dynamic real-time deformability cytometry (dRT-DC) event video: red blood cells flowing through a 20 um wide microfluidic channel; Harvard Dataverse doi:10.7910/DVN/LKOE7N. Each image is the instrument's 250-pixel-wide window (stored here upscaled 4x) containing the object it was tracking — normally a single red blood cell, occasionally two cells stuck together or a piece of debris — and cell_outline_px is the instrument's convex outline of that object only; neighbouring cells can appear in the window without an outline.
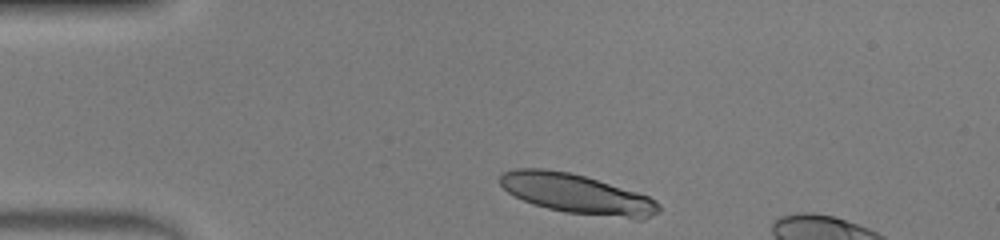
{"species": "human", "species_latin": "Homo sapiens", "temperature_condition": "warm", "stored_images_in_passage": 32, "camera_frame_rate_fps": 3000, "um_per_image_px": 0.085, "donor": {"sex": "male"}, "frame": {"image": 1, "passage_image": 1, "time_ms": 0.0, "image_size_px": [1000, 240], "cell_outline_px": [[660, 212], [644, 220], [632, 220], [564, 212], [532, 204], [508, 192], [500, 184], [500, 176], [504, 172], [516, 168], [544, 168], [568, 172], [584, 176], [636, 192], [648, 196], [656, 200], [660, 204]], "centroid_in_image_um": [49.09, 16.51], "position_along_channel_um": 35.9, "area_um2": 36.88}}
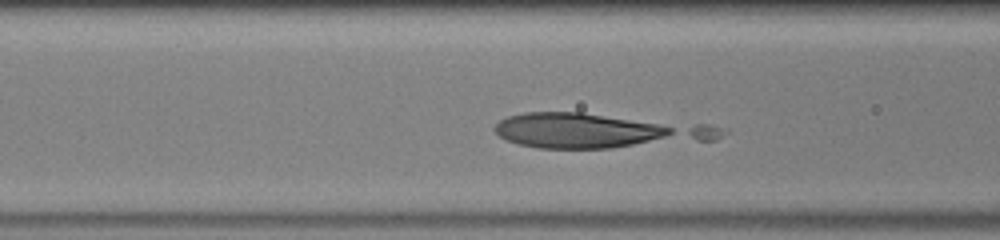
{"frame": {"image": 2, "passage_image": 10, "time_ms": 3.0, "image_size_px": [1000, 240], "cell_outline_px": [[672, 132], [664, 136], [632, 144], [608, 148], [536, 148], [520, 144], [508, 140], [500, 136], [492, 128], [500, 120], [508, 116], [524, 112], [580, 112], [660, 124], [672, 128]], "centroid_in_image_um": [48.96, 11.08], "position_along_channel_um": 117.6, "area_um2": 35.6}}
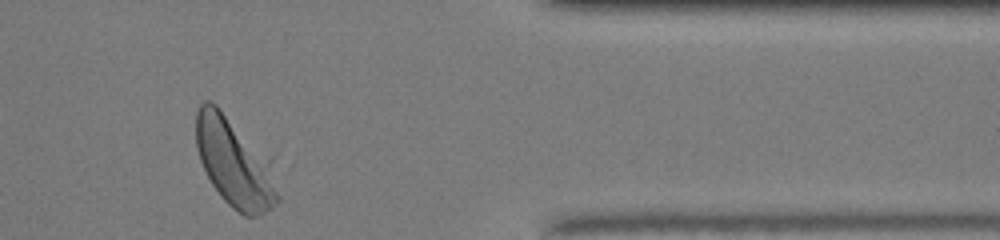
{"frame": {"image": 3, "passage_image": 31, "time_ms": 10.0, "image_size_px": [1000, 240], "cell_outline_px": [[280, 200], [272, 208], [260, 216], [244, 216], [232, 208], [220, 196], [212, 184], [200, 160], [196, 148], [196, 112], [200, 104], [204, 100], [208, 100], [216, 104], [272, 156], [280, 196]], "centroid_in_image_um": [20.0, 13.81], "position_along_channel_um": 391.4, "area_um2": 43.75}, "authors_computed_cell_mechanics": {"area_um2": 35.836, "velocity_mm_per_s": 4.236, "shape_relaxation_time_tau1_ms": 1.632, "shape_relaxation_time_tau2_ms": null, "deformation_change_tau1": 0.1892, "deformation_change_tau2": null}}